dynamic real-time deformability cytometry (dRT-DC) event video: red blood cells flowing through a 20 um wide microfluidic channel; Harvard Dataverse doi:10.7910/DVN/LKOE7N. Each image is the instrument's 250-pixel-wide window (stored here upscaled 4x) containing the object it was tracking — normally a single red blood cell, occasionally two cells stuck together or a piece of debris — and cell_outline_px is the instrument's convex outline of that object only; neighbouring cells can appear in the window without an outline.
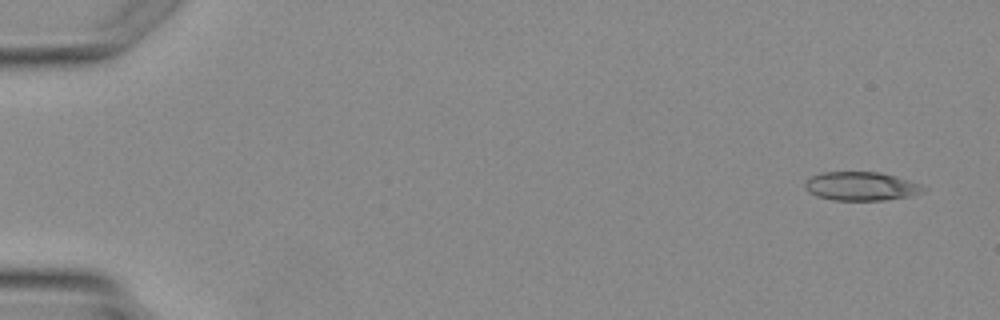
{"species": "Egyptian fruit bat (a non-hibernating species)", "species_latin": "Rousettus aegyptiacus", "temperature_condition": "warm", "stored_images_in_passage": 3, "camera_frame_rate_fps": 3000, "um_per_image_px": 0.085, "animal": {"sex": "female"}, "frame": {"image": 1, "passage_image": 1, "time_ms": 0.0, "image_size_px": [1000, 320], "cell_outline_px": [[928, 188], [924, 192], [908, 196], [884, 200], [832, 200], [816, 196], [808, 192], [804, 188], [804, 180], [820, 172], [880, 172], [896, 176], [920, 184]], "centroid_in_image_um": [73.16, 15.82], "position_along_channel_um": 11.8, "area_um2": 20.0}}